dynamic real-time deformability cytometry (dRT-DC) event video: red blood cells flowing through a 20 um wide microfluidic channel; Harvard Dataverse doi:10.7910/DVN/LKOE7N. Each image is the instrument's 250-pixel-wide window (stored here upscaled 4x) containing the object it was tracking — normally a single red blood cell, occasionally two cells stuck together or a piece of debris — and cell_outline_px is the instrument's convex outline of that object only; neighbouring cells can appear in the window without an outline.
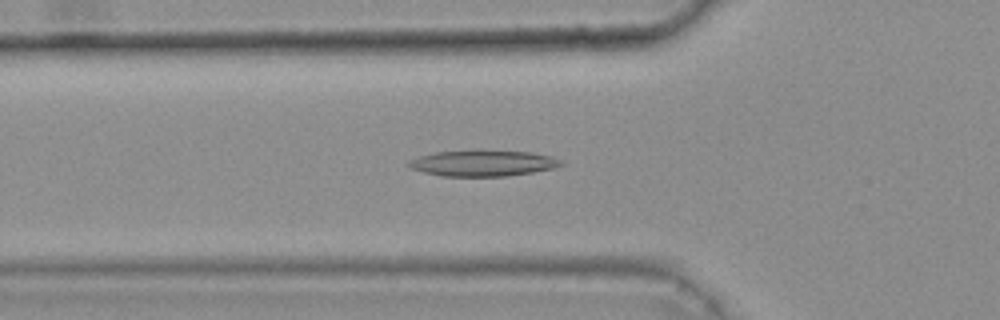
{"species": "common noctule bat (a hibernating species)", "species_latin": "Nyctalus noctula", "temperature_condition": "warm", "stored_images_in_passage": 32, "camera_frame_rate_fps": 3000, "um_per_image_px": 0.085, "animal": {"sex": "female", "body_mass_g": 25.1}, "frame": {"image": 1, "passage_image": 4, "time_ms": 1.0, "image_size_px": [1000, 320], "cell_outline_px": [[564, 164], [552, 168], [532, 172], [508, 176], [440, 176], [424, 172], [412, 168], [408, 164], [412, 160], [420, 156], [436, 152], [480, 148], [532, 152], [552, 156], [560, 160]], "centroid_in_image_um": [41.08, 13.83], "position_along_channel_um": 84.7, "area_um2": 23.52}}
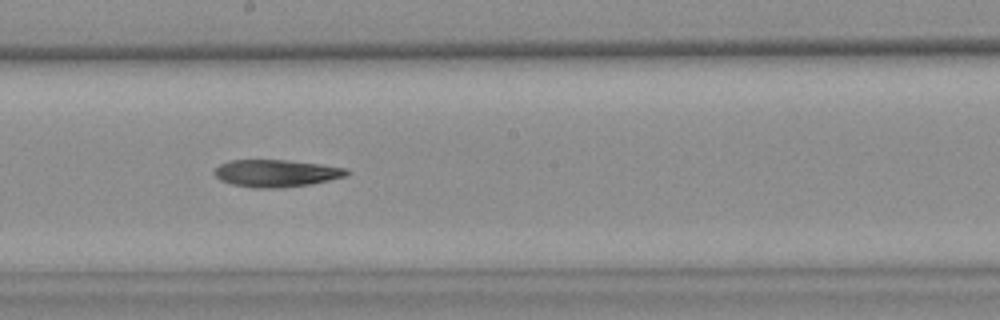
{"frame": {"image": 2, "passage_image": 15, "time_ms": 4.667, "image_size_px": [1000, 320], "cell_outline_px": [[352, 172], [344, 176], [312, 184], [280, 188], [252, 188], [232, 184], [220, 180], [212, 172], [220, 164], [232, 160], [288, 160], [320, 164], [348, 168]], "centroid_in_image_um": [23.48, 14.73], "position_along_channel_um": 224.7, "area_um2": 21.1}}
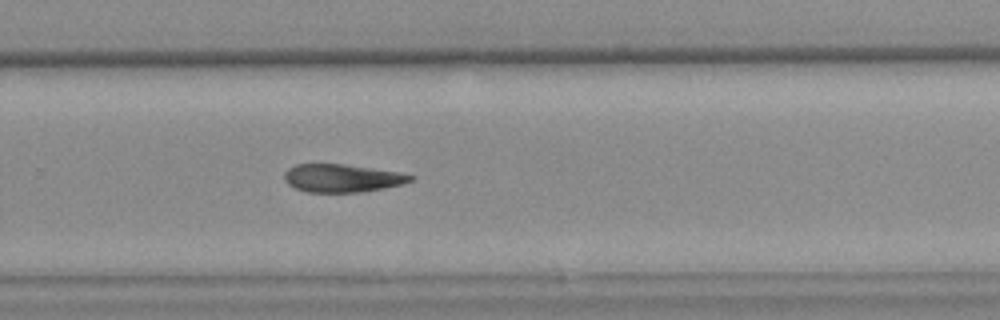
{"frame": {"image": 3, "passage_image": 21, "time_ms": 6.667, "image_size_px": [1000, 320], "cell_outline_px": [[416, 176], [412, 180], [400, 184], [384, 188], [360, 192], [308, 192], [296, 188], [288, 184], [284, 180], [284, 172], [288, 168], [296, 164], [344, 164], [400, 172]], "centroid_in_image_um": [29.06, 15.13], "position_along_channel_um": 300.7, "area_um2": 20.52}}